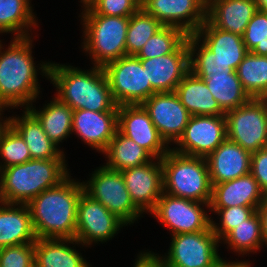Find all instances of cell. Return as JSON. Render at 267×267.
I'll use <instances>...</instances> for the list:
<instances>
[{
	"instance_id": "6da1fadb",
	"label": "cell",
	"mask_w": 267,
	"mask_h": 267,
	"mask_svg": "<svg viewBox=\"0 0 267 267\" xmlns=\"http://www.w3.org/2000/svg\"><path fill=\"white\" fill-rule=\"evenodd\" d=\"M1 41L0 105L9 109L28 108L36 102L40 94L38 73L48 79L50 61H42V64L36 65L32 54L31 36L11 38L6 49Z\"/></svg>"
},
{
	"instance_id": "7a4b0ae2",
	"label": "cell",
	"mask_w": 267,
	"mask_h": 267,
	"mask_svg": "<svg viewBox=\"0 0 267 267\" xmlns=\"http://www.w3.org/2000/svg\"><path fill=\"white\" fill-rule=\"evenodd\" d=\"M68 176L58 186L43 191L27 205L37 238L75 239L81 181Z\"/></svg>"
},
{
	"instance_id": "3957f363",
	"label": "cell",
	"mask_w": 267,
	"mask_h": 267,
	"mask_svg": "<svg viewBox=\"0 0 267 267\" xmlns=\"http://www.w3.org/2000/svg\"><path fill=\"white\" fill-rule=\"evenodd\" d=\"M48 80L56 88V97L73 110L95 112L118 111L104 70L93 66L89 70L50 62Z\"/></svg>"
},
{
	"instance_id": "277c9868",
	"label": "cell",
	"mask_w": 267,
	"mask_h": 267,
	"mask_svg": "<svg viewBox=\"0 0 267 267\" xmlns=\"http://www.w3.org/2000/svg\"><path fill=\"white\" fill-rule=\"evenodd\" d=\"M66 163L65 159H31L0 170V201L28 204L70 175Z\"/></svg>"
},
{
	"instance_id": "5b68a950",
	"label": "cell",
	"mask_w": 267,
	"mask_h": 267,
	"mask_svg": "<svg viewBox=\"0 0 267 267\" xmlns=\"http://www.w3.org/2000/svg\"><path fill=\"white\" fill-rule=\"evenodd\" d=\"M161 163L164 193L210 203L212 184L204 157L188 156L170 149L161 158Z\"/></svg>"
},
{
	"instance_id": "8992f818",
	"label": "cell",
	"mask_w": 267,
	"mask_h": 267,
	"mask_svg": "<svg viewBox=\"0 0 267 267\" xmlns=\"http://www.w3.org/2000/svg\"><path fill=\"white\" fill-rule=\"evenodd\" d=\"M82 51L89 54L93 66L126 56V37L130 17L81 14Z\"/></svg>"
},
{
	"instance_id": "52a82bcc",
	"label": "cell",
	"mask_w": 267,
	"mask_h": 267,
	"mask_svg": "<svg viewBox=\"0 0 267 267\" xmlns=\"http://www.w3.org/2000/svg\"><path fill=\"white\" fill-rule=\"evenodd\" d=\"M91 174L89 180L82 181L88 196L103 204L127 226L143 217V213L132 202L120 171L101 165Z\"/></svg>"
},
{
	"instance_id": "ba28073f",
	"label": "cell",
	"mask_w": 267,
	"mask_h": 267,
	"mask_svg": "<svg viewBox=\"0 0 267 267\" xmlns=\"http://www.w3.org/2000/svg\"><path fill=\"white\" fill-rule=\"evenodd\" d=\"M167 252L161 258L164 267H216L221 243L210 226L207 230L171 236Z\"/></svg>"
},
{
	"instance_id": "9c48e42d",
	"label": "cell",
	"mask_w": 267,
	"mask_h": 267,
	"mask_svg": "<svg viewBox=\"0 0 267 267\" xmlns=\"http://www.w3.org/2000/svg\"><path fill=\"white\" fill-rule=\"evenodd\" d=\"M102 68L117 106L142 104L156 93L136 56H123Z\"/></svg>"
},
{
	"instance_id": "30bf717a",
	"label": "cell",
	"mask_w": 267,
	"mask_h": 267,
	"mask_svg": "<svg viewBox=\"0 0 267 267\" xmlns=\"http://www.w3.org/2000/svg\"><path fill=\"white\" fill-rule=\"evenodd\" d=\"M227 138L254 153L267 147V102L251 98L225 113Z\"/></svg>"
},
{
	"instance_id": "8fae6325",
	"label": "cell",
	"mask_w": 267,
	"mask_h": 267,
	"mask_svg": "<svg viewBox=\"0 0 267 267\" xmlns=\"http://www.w3.org/2000/svg\"><path fill=\"white\" fill-rule=\"evenodd\" d=\"M210 203L162 194L155 208L150 212L171 235L194 233L207 230L211 226ZM206 207L205 209L203 207Z\"/></svg>"
},
{
	"instance_id": "7c38bea8",
	"label": "cell",
	"mask_w": 267,
	"mask_h": 267,
	"mask_svg": "<svg viewBox=\"0 0 267 267\" xmlns=\"http://www.w3.org/2000/svg\"><path fill=\"white\" fill-rule=\"evenodd\" d=\"M123 226L127 225L103 204L82 192L77 207L75 236L82 248L111 240Z\"/></svg>"
},
{
	"instance_id": "4fadbf2b",
	"label": "cell",
	"mask_w": 267,
	"mask_h": 267,
	"mask_svg": "<svg viewBox=\"0 0 267 267\" xmlns=\"http://www.w3.org/2000/svg\"><path fill=\"white\" fill-rule=\"evenodd\" d=\"M227 138L225 115H194L171 149L177 153L204 157L211 154Z\"/></svg>"
},
{
	"instance_id": "5bb4252c",
	"label": "cell",
	"mask_w": 267,
	"mask_h": 267,
	"mask_svg": "<svg viewBox=\"0 0 267 267\" xmlns=\"http://www.w3.org/2000/svg\"><path fill=\"white\" fill-rule=\"evenodd\" d=\"M118 130L145 149L154 159H161L171 149L141 104L118 106Z\"/></svg>"
},
{
	"instance_id": "9a60e30c",
	"label": "cell",
	"mask_w": 267,
	"mask_h": 267,
	"mask_svg": "<svg viewBox=\"0 0 267 267\" xmlns=\"http://www.w3.org/2000/svg\"><path fill=\"white\" fill-rule=\"evenodd\" d=\"M168 145L183 134L191 115L174 92L155 93L141 104Z\"/></svg>"
},
{
	"instance_id": "2e32d148",
	"label": "cell",
	"mask_w": 267,
	"mask_h": 267,
	"mask_svg": "<svg viewBox=\"0 0 267 267\" xmlns=\"http://www.w3.org/2000/svg\"><path fill=\"white\" fill-rule=\"evenodd\" d=\"M142 8L163 26L180 28L187 35H194L206 21L202 0H143Z\"/></svg>"
},
{
	"instance_id": "e0dca14e",
	"label": "cell",
	"mask_w": 267,
	"mask_h": 267,
	"mask_svg": "<svg viewBox=\"0 0 267 267\" xmlns=\"http://www.w3.org/2000/svg\"><path fill=\"white\" fill-rule=\"evenodd\" d=\"M121 174L134 205L142 213H150L163 194L161 159L153 158L146 164L125 169Z\"/></svg>"
},
{
	"instance_id": "ac0fdd59",
	"label": "cell",
	"mask_w": 267,
	"mask_h": 267,
	"mask_svg": "<svg viewBox=\"0 0 267 267\" xmlns=\"http://www.w3.org/2000/svg\"><path fill=\"white\" fill-rule=\"evenodd\" d=\"M140 61L156 93L174 92L190 71L187 39L173 53Z\"/></svg>"
},
{
	"instance_id": "d6986e66",
	"label": "cell",
	"mask_w": 267,
	"mask_h": 267,
	"mask_svg": "<svg viewBox=\"0 0 267 267\" xmlns=\"http://www.w3.org/2000/svg\"><path fill=\"white\" fill-rule=\"evenodd\" d=\"M118 131V111H73L72 132L85 144L103 153Z\"/></svg>"
},
{
	"instance_id": "ffe728a7",
	"label": "cell",
	"mask_w": 267,
	"mask_h": 267,
	"mask_svg": "<svg viewBox=\"0 0 267 267\" xmlns=\"http://www.w3.org/2000/svg\"><path fill=\"white\" fill-rule=\"evenodd\" d=\"M205 159L212 185L250 173L251 153L228 138Z\"/></svg>"
},
{
	"instance_id": "44dd1931",
	"label": "cell",
	"mask_w": 267,
	"mask_h": 267,
	"mask_svg": "<svg viewBox=\"0 0 267 267\" xmlns=\"http://www.w3.org/2000/svg\"><path fill=\"white\" fill-rule=\"evenodd\" d=\"M194 35L222 65L230 66L234 71L249 52L242 36L216 28L207 19Z\"/></svg>"
},
{
	"instance_id": "7402d4cb",
	"label": "cell",
	"mask_w": 267,
	"mask_h": 267,
	"mask_svg": "<svg viewBox=\"0 0 267 267\" xmlns=\"http://www.w3.org/2000/svg\"><path fill=\"white\" fill-rule=\"evenodd\" d=\"M265 193L251 173L223 183L212 185L209 208L232 206H259Z\"/></svg>"
},
{
	"instance_id": "603a6c76",
	"label": "cell",
	"mask_w": 267,
	"mask_h": 267,
	"mask_svg": "<svg viewBox=\"0 0 267 267\" xmlns=\"http://www.w3.org/2000/svg\"><path fill=\"white\" fill-rule=\"evenodd\" d=\"M257 11L253 0H213L207 5L206 19L216 28L243 36Z\"/></svg>"
},
{
	"instance_id": "cb8c5ba5",
	"label": "cell",
	"mask_w": 267,
	"mask_h": 267,
	"mask_svg": "<svg viewBox=\"0 0 267 267\" xmlns=\"http://www.w3.org/2000/svg\"><path fill=\"white\" fill-rule=\"evenodd\" d=\"M36 240L28 205L0 201V248Z\"/></svg>"
},
{
	"instance_id": "d4e9b609",
	"label": "cell",
	"mask_w": 267,
	"mask_h": 267,
	"mask_svg": "<svg viewBox=\"0 0 267 267\" xmlns=\"http://www.w3.org/2000/svg\"><path fill=\"white\" fill-rule=\"evenodd\" d=\"M75 245L82 244L76 239L37 238L35 267H91Z\"/></svg>"
},
{
	"instance_id": "484cf974",
	"label": "cell",
	"mask_w": 267,
	"mask_h": 267,
	"mask_svg": "<svg viewBox=\"0 0 267 267\" xmlns=\"http://www.w3.org/2000/svg\"><path fill=\"white\" fill-rule=\"evenodd\" d=\"M10 125L24 139L32 159H65V154L46 135L38 119L24 108L22 116H9Z\"/></svg>"
},
{
	"instance_id": "4316f807",
	"label": "cell",
	"mask_w": 267,
	"mask_h": 267,
	"mask_svg": "<svg viewBox=\"0 0 267 267\" xmlns=\"http://www.w3.org/2000/svg\"><path fill=\"white\" fill-rule=\"evenodd\" d=\"M175 93L191 116H216L226 113L211 94L205 81L191 70L178 84Z\"/></svg>"
},
{
	"instance_id": "83f0119b",
	"label": "cell",
	"mask_w": 267,
	"mask_h": 267,
	"mask_svg": "<svg viewBox=\"0 0 267 267\" xmlns=\"http://www.w3.org/2000/svg\"><path fill=\"white\" fill-rule=\"evenodd\" d=\"M40 122L47 137L58 147L60 142L72 135L73 109L60 101L56 96L45 104L43 108L36 110L31 104L27 108Z\"/></svg>"
},
{
	"instance_id": "f1b7e54d",
	"label": "cell",
	"mask_w": 267,
	"mask_h": 267,
	"mask_svg": "<svg viewBox=\"0 0 267 267\" xmlns=\"http://www.w3.org/2000/svg\"><path fill=\"white\" fill-rule=\"evenodd\" d=\"M32 0H0V34L11 33L12 38L32 36V27H38ZM31 28V29H30ZM31 32V35L30 33ZM14 33V34H13Z\"/></svg>"
},
{
	"instance_id": "f546056e",
	"label": "cell",
	"mask_w": 267,
	"mask_h": 267,
	"mask_svg": "<svg viewBox=\"0 0 267 267\" xmlns=\"http://www.w3.org/2000/svg\"><path fill=\"white\" fill-rule=\"evenodd\" d=\"M106 157L105 167L123 171L150 162L153 157L140 145L119 130L109 142L106 150L102 153Z\"/></svg>"
},
{
	"instance_id": "4dcf8cb0",
	"label": "cell",
	"mask_w": 267,
	"mask_h": 267,
	"mask_svg": "<svg viewBox=\"0 0 267 267\" xmlns=\"http://www.w3.org/2000/svg\"><path fill=\"white\" fill-rule=\"evenodd\" d=\"M203 80L225 112L236 109L251 99L236 71L210 73Z\"/></svg>"
},
{
	"instance_id": "1f68e13d",
	"label": "cell",
	"mask_w": 267,
	"mask_h": 267,
	"mask_svg": "<svg viewBox=\"0 0 267 267\" xmlns=\"http://www.w3.org/2000/svg\"><path fill=\"white\" fill-rule=\"evenodd\" d=\"M237 255H249L261 250L264 246L262 220L258 211L250 218L235 226L221 241Z\"/></svg>"
},
{
	"instance_id": "d6a6232c",
	"label": "cell",
	"mask_w": 267,
	"mask_h": 267,
	"mask_svg": "<svg viewBox=\"0 0 267 267\" xmlns=\"http://www.w3.org/2000/svg\"><path fill=\"white\" fill-rule=\"evenodd\" d=\"M236 73L244 90L251 98H264L267 94V56L248 52Z\"/></svg>"
},
{
	"instance_id": "836d02e7",
	"label": "cell",
	"mask_w": 267,
	"mask_h": 267,
	"mask_svg": "<svg viewBox=\"0 0 267 267\" xmlns=\"http://www.w3.org/2000/svg\"><path fill=\"white\" fill-rule=\"evenodd\" d=\"M163 25L148 14L142 7L129 18L126 55L136 56L144 44L155 35Z\"/></svg>"
},
{
	"instance_id": "e575fe53",
	"label": "cell",
	"mask_w": 267,
	"mask_h": 267,
	"mask_svg": "<svg viewBox=\"0 0 267 267\" xmlns=\"http://www.w3.org/2000/svg\"><path fill=\"white\" fill-rule=\"evenodd\" d=\"M188 35L180 28L163 26L153 35L136 55L139 59H148L173 53Z\"/></svg>"
},
{
	"instance_id": "d590c367",
	"label": "cell",
	"mask_w": 267,
	"mask_h": 267,
	"mask_svg": "<svg viewBox=\"0 0 267 267\" xmlns=\"http://www.w3.org/2000/svg\"><path fill=\"white\" fill-rule=\"evenodd\" d=\"M187 44L190 52V70L201 79L210 73L234 71L230 66L222 65L215 54L195 35H188Z\"/></svg>"
},
{
	"instance_id": "8d00e7d4",
	"label": "cell",
	"mask_w": 267,
	"mask_h": 267,
	"mask_svg": "<svg viewBox=\"0 0 267 267\" xmlns=\"http://www.w3.org/2000/svg\"><path fill=\"white\" fill-rule=\"evenodd\" d=\"M0 157V170L32 159L24 139L10 124L0 137Z\"/></svg>"
},
{
	"instance_id": "74e56055",
	"label": "cell",
	"mask_w": 267,
	"mask_h": 267,
	"mask_svg": "<svg viewBox=\"0 0 267 267\" xmlns=\"http://www.w3.org/2000/svg\"><path fill=\"white\" fill-rule=\"evenodd\" d=\"M258 206H232L228 208H209V211L218 215L219 223L211 218V227L217 239L221 241L235 226L250 218Z\"/></svg>"
},
{
	"instance_id": "f35d334b",
	"label": "cell",
	"mask_w": 267,
	"mask_h": 267,
	"mask_svg": "<svg viewBox=\"0 0 267 267\" xmlns=\"http://www.w3.org/2000/svg\"><path fill=\"white\" fill-rule=\"evenodd\" d=\"M242 37L249 52L267 56V13L257 11L249 21Z\"/></svg>"
},
{
	"instance_id": "ab89813d",
	"label": "cell",
	"mask_w": 267,
	"mask_h": 267,
	"mask_svg": "<svg viewBox=\"0 0 267 267\" xmlns=\"http://www.w3.org/2000/svg\"><path fill=\"white\" fill-rule=\"evenodd\" d=\"M0 267H35L34 243L0 248Z\"/></svg>"
},
{
	"instance_id": "60d3db41",
	"label": "cell",
	"mask_w": 267,
	"mask_h": 267,
	"mask_svg": "<svg viewBox=\"0 0 267 267\" xmlns=\"http://www.w3.org/2000/svg\"><path fill=\"white\" fill-rule=\"evenodd\" d=\"M139 8L133 0H95L90 7L81 9V14L130 17Z\"/></svg>"
},
{
	"instance_id": "b9f144b4",
	"label": "cell",
	"mask_w": 267,
	"mask_h": 267,
	"mask_svg": "<svg viewBox=\"0 0 267 267\" xmlns=\"http://www.w3.org/2000/svg\"><path fill=\"white\" fill-rule=\"evenodd\" d=\"M250 173L260 189L267 194V147L251 153Z\"/></svg>"
},
{
	"instance_id": "7bdbcfd3",
	"label": "cell",
	"mask_w": 267,
	"mask_h": 267,
	"mask_svg": "<svg viewBox=\"0 0 267 267\" xmlns=\"http://www.w3.org/2000/svg\"><path fill=\"white\" fill-rule=\"evenodd\" d=\"M145 251L139 252L133 267H164L163 262L159 257V253H154L148 250Z\"/></svg>"
},
{
	"instance_id": "ee69618b",
	"label": "cell",
	"mask_w": 267,
	"mask_h": 267,
	"mask_svg": "<svg viewBox=\"0 0 267 267\" xmlns=\"http://www.w3.org/2000/svg\"><path fill=\"white\" fill-rule=\"evenodd\" d=\"M262 220V236L264 244L267 247V194L264 195V198L257 209Z\"/></svg>"
},
{
	"instance_id": "f6af8a7d",
	"label": "cell",
	"mask_w": 267,
	"mask_h": 267,
	"mask_svg": "<svg viewBox=\"0 0 267 267\" xmlns=\"http://www.w3.org/2000/svg\"><path fill=\"white\" fill-rule=\"evenodd\" d=\"M9 108H5V107H1L0 108V137L2 135V133L4 132V130L8 127V125L10 124V118L6 116V118H3V112H5L4 110H8ZM3 119H2V118Z\"/></svg>"
},
{
	"instance_id": "bcb514c9",
	"label": "cell",
	"mask_w": 267,
	"mask_h": 267,
	"mask_svg": "<svg viewBox=\"0 0 267 267\" xmlns=\"http://www.w3.org/2000/svg\"><path fill=\"white\" fill-rule=\"evenodd\" d=\"M252 263H250L248 260L247 261H226L225 259H223L216 267H232L233 265H251Z\"/></svg>"
},
{
	"instance_id": "7dc6e473",
	"label": "cell",
	"mask_w": 267,
	"mask_h": 267,
	"mask_svg": "<svg viewBox=\"0 0 267 267\" xmlns=\"http://www.w3.org/2000/svg\"><path fill=\"white\" fill-rule=\"evenodd\" d=\"M256 3L257 10L267 13V0H253Z\"/></svg>"
},
{
	"instance_id": "c3c4849f",
	"label": "cell",
	"mask_w": 267,
	"mask_h": 267,
	"mask_svg": "<svg viewBox=\"0 0 267 267\" xmlns=\"http://www.w3.org/2000/svg\"><path fill=\"white\" fill-rule=\"evenodd\" d=\"M94 1L95 0H80V3L82 4L81 7L83 9H86V8L90 7L93 4Z\"/></svg>"
},
{
	"instance_id": "681fc988",
	"label": "cell",
	"mask_w": 267,
	"mask_h": 267,
	"mask_svg": "<svg viewBox=\"0 0 267 267\" xmlns=\"http://www.w3.org/2000/svg\"><path fill=\"white\" fill-rule=\"evenodd\" d=\"M140 8L142 7L143 0H133Z\"/></svg>"
},
{
	"instance_id": "f907efd6",
	"label": "cell",
	"mask_w": 267,
	"mask_h": 267,
	"mask_svg": "<svg viewBox=\"0 0 267 267\" xmlns=\"http://www.w3.org/2000/svg\"><path fill=\"white\" fill-rule=\"evenodd\" d=\"M232 267H251V265H233Z\"/></svg>"
},
{
	"instance_id": "816d5d0a",
	"label": "cell",
	"mask_w": 267,
	"mask_h": 267,
	"mask_svg": "<svg viewBox=\"0 0 267 267\" xmlns=\"http://www.w3.org/2000/svg\"><path fill=\"white\" fill-rule=\"evenodd\" d=\"M211 1L213 0H202V2L205 3L206 5H208Z\"/></svg>"
},
{
	"instance_id": "f5cc1de1",
	"label": "cell",
	"mask_w": 267,
	"mask_h": 267,
	"mask_svg": "<svg viewBox=\"0 0 267 267\" xmlns=\"http://www.w3.org/2000/svg\"><path fill=\"white\" fill-rule=\"evenodd\" d=\"M263 99L267 102V94H266V96Z\"/></svg>"
}]
</instances>
